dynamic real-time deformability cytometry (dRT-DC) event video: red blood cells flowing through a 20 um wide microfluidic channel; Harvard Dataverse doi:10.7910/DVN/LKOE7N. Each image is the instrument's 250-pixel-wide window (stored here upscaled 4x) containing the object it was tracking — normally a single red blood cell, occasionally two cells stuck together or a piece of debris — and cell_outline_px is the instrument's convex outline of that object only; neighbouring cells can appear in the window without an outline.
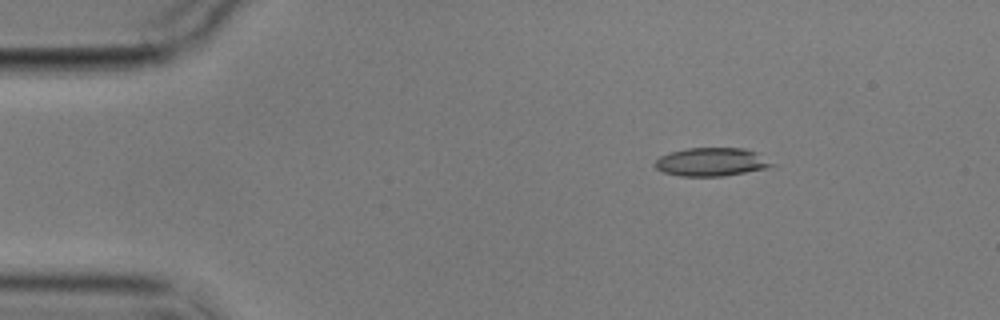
{"species": "common noctule bat (a hibernating species)", "species_latin": "Nyctalus noctula", "temperature_condition": "cold", "stored_images_in_passage": 3, "camera_frame_rate_fps": 3000, "um_per_image_px": 0.085, "animal": {"sex": "male", "body_mass_g": 17.9}, "frame": {"image": 1, "passage_image": 1, "time_ms": 0.0, "image_size_px": [1000, 320], "cell_outline_px": [[776, 164], [768, 168], [724, 176], [680, 176], [664, 172], [656, 168], [652, 164], [660, 156], [684, 148], [744, 148], [756, 152]], "centroid_in_image_um": [60.47, 13.76], "position_along_channel_um": 24.5, "area_um2": 19.36}}